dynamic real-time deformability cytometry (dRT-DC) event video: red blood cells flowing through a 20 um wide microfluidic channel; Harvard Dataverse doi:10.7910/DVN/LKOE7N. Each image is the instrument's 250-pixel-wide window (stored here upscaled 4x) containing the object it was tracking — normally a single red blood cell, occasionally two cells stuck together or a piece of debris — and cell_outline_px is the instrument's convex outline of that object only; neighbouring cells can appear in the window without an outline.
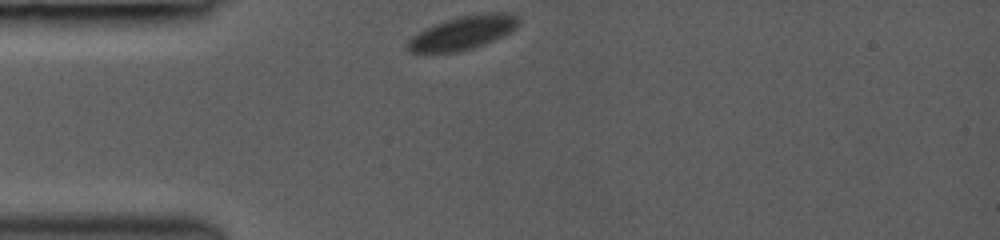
{"species": "common noctule bat (a hibernating species)", "species_latin": "Nyctalus noctula", "temperature_condition": "room temperature", "stored_images_in_passage": 21, "camera_frame_rate_fps": 3000, "um_per_image_px": 0.085, "animal": {"sex": "female", "body_mass_g": 19.0, "forearm_length_mm": 53.3}, "frame": {"image": 1, "passage_image": 1, "time_ms": 0.0, "image_size_px": [1000, 240], "cell_outline_px": [[520, 24], [512, 32], [504, 36], [484, 44], [472, 48], [456, 52], [408, 52], [408, 40], [412, 36], [424, 28], [460, 16], [488, 12], [512, 12], [520, 20]], "centroid_in_image_um": [39.41, 2.77], "position_along_channel_um": 45.6, "area_um2": 21.73}}
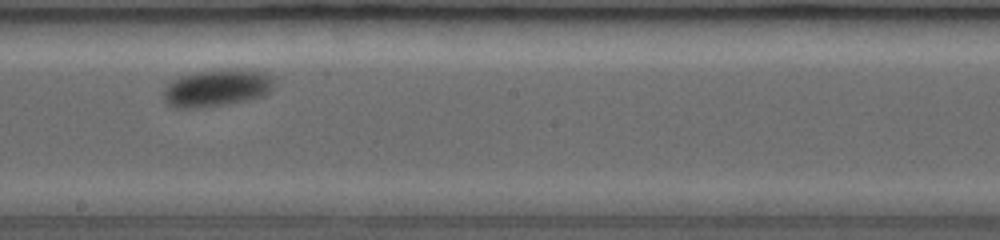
{"frame": {"image": 2, "passage_image": 11, "time_ms": 5.333, "image_size_px": [1000, 240], "cell_outline_px": [[276, 84], [264, 96], [248, 100], [224, 104], [196, 108], [176, 108], [168, 104], [164, 100], [164, 88], [172, 80], [180, 76], [196, 72], [220, 68], [248, 68], [264, 72], [272, 76]], "centroid_in_image_um": [18.48, 7.44], "position_along_channel_um": 229.7, "area_um2": 24.45}}
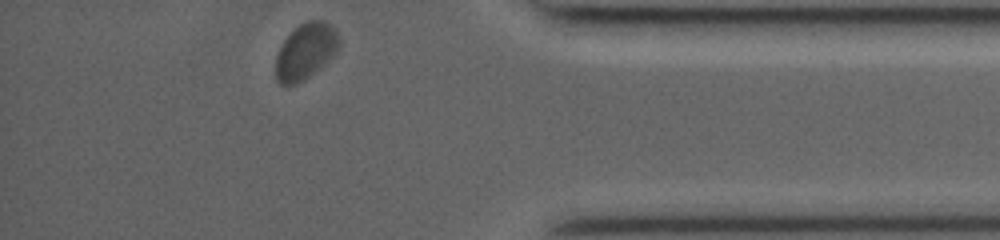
{"frame": {"image": 3, "passage_image": 21, "time_ms": 10.333, "image_size_px": [1000, 240], "cell_outline_px": [[340, 48], [320, 68], [296, 84], [280, 84], [276, 80], [276, 56], [284, 40], [300, 24], [308, 20], [324, 20], [336, 28], [340, 40]], "centroid_in_image_um": [26.01, 4.33], "position_along_channel_um": 409.2, "area_um2": 20.52}, "authors_computed_cell_mechanics": {"area_um2": 23.2934, "velocity_mm_per_s": 3.8195, "shape_relaxation_time_tau1_ms": 0.7824, "shape_relaxation_time_tau2_ms": null, "deformation_change_tau1": 0.0336, "deformation_change_tau2": null}}